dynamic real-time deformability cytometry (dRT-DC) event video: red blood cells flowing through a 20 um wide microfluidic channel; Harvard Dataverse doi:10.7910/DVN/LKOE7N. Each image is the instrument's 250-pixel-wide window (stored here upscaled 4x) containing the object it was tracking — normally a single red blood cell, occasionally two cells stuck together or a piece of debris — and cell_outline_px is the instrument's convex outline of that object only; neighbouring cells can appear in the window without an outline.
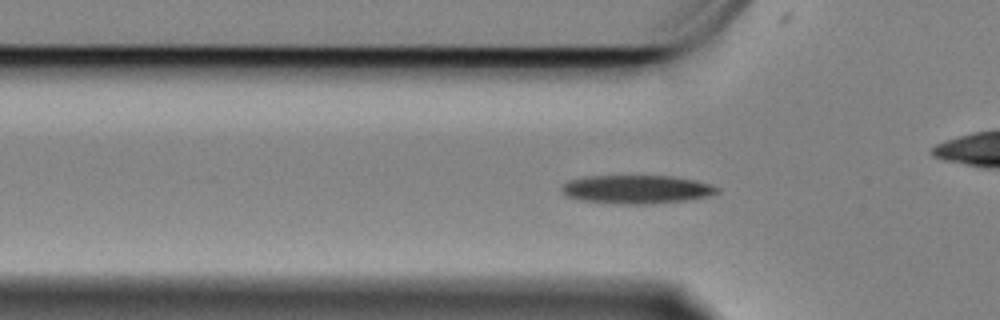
{"species": "Egyptian fruit bat (a non-hibernating species)", "species_latin": "Rousettus aegyptiacus", "temperature_condition": "cold", "stored_images_in_passage": 59, "camera_frame_rate_fps": 3000, "um_per_image_px": 0.085, "animal": {"sex": "female"}, "frame": {"image": 1, "passage_image": 17, "time_ms": 5.333, "image_size_px": [1000, 320], "cell_outline_px": [[720, 192], [712, 196], [688, 200], [652, 204], [620, 204], [580, 200], [568, 196], [560, 192], [560, 188], [568, 180], [584, 176], [672, 176], [696, 180], [712, 184], [720, 188]], "centroid_in_image_um": [54.15, 16.1], "position_along_channel_um": 71.6, "area_um2": 26.24}}
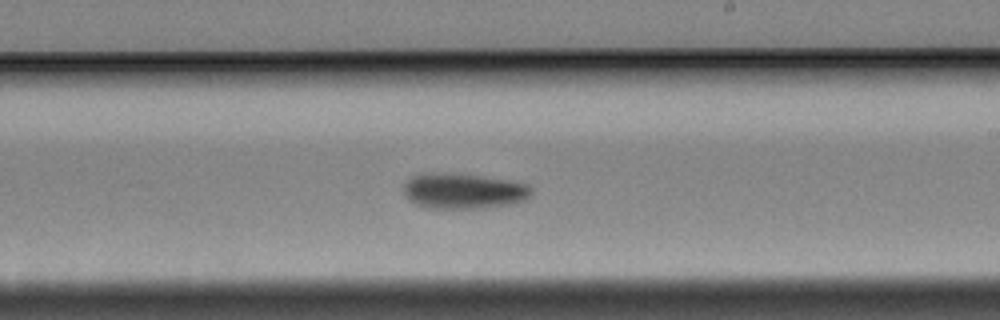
{"frame": {"image": 2, "passage_image": 33, "time_ms": 10.667, "image_size_px": [1000, 320], "cell_outline_px": [[532, 192], [524, 200], [512, 204], [484, 208], [428, 208], [416, 204], [408, 200], [404, 196], [404, 184], [412, 176], [424, 172], [480, 176], [512, 180], [528, 184], [532, 188]], "centroid_in_image_um": [39.39, 16.24], "position_along_channel_um": 249.6, "area_um2": 26.47}}
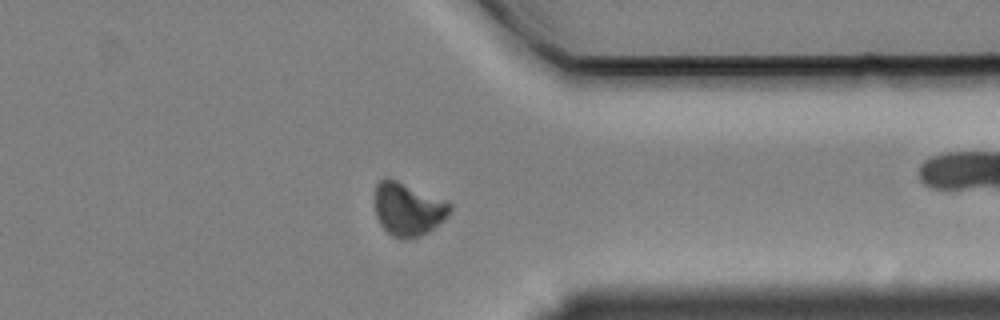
{"frame": {"image": 3, "passage_image": 45, "time_ms": 14.667, "image_size_px": [1000, 320], "cell_outline_px": [[452, 208], [448, 216], [444, 220], [428, 232], [420, 236], [404, 240], [400, 240], [392, 236], [380, 224], [376, 216], [376, 184], [380, 180], [396, 180], [448, 200], [452, 204]], "centroid_in_image_um": [34.73, 17.81], "position_along_channel_um": 376.7, "area_um2": 23.29}, "authors_computed_cell_mechanics": {"area_um2": 24.5072, "velocity_mm_per_s": 3.3307, "shape_relaxation_time_tau1_ms": 2.5277, "shape_relaxation_time_tau2_ms": null, "deformation_change_tau1": 0.1181, "deformation_change_tau2": null}}